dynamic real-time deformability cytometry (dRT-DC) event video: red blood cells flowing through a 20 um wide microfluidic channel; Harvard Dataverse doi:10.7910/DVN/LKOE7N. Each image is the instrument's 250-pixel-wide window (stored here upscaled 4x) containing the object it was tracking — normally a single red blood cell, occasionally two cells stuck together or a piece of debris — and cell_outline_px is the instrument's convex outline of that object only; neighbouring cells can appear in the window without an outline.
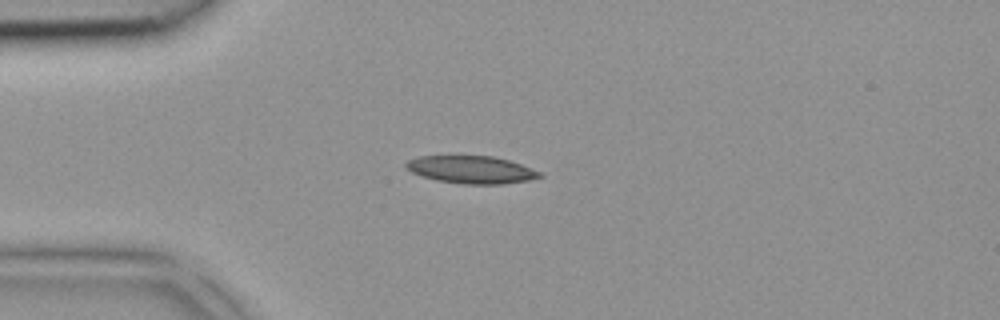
{"species": "common noctule bat (a hibernating species)", "species_latin": "Nyctalus noctula", "temperature_condition": "room temperature", "stored_images_in_passage": 2, "camera_frame_rate_fps": 3000, "um_per_image_px": 0.085, "animal": {"sex": "female", "body_mass_g": 18.4}, "frame": {"image": 1, "passage_image": 1, "time_ms": 0.0, "image_size_px": [1000, 320], "cell_outline_px": [[544, 176], [528, 180], [504, 184], [460, 184], [436, 180], [412, 172], [404, 168], [404, 164], [408, 160], [420, 156], [496, 156], [520, 164], [540, 172]], "centroid_in_image_um": [40.05, 14.42], "position_along_channel_um": 45.0, "area_um2": 21.44}}